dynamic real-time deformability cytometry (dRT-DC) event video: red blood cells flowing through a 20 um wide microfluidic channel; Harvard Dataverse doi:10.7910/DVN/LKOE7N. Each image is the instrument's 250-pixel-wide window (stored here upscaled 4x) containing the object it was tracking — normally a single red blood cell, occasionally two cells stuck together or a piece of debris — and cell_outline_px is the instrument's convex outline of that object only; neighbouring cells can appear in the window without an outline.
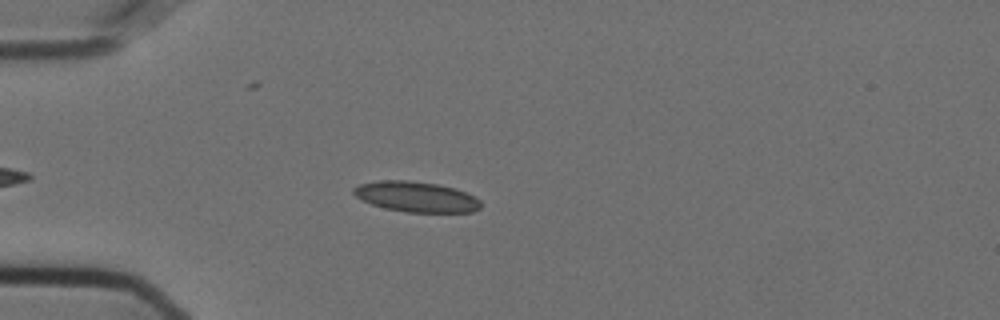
{"species": "Egyptian fruit bat (a non-hibernating species)", "species_latin": "Rousettus aegyptiacus", "temperature_condition": "cold", "stored_images_in_passage": 32, "camera_frame_rate_fps": 3000, "um_per_image_px": 0.085, "animal": {"sex": "female"}, "frame": {"image": 1, "passage_image": 2, "time_ms": 0.333, "image_size_px": [1000, 320], "cell_outline_px": [[480, 208], [472, 212], [408, 212], [384, 208], [372, 204], [356, 196], [352, 192], [352, 188], [360, 184], [380, 180], [408, 180], [436, 184], [456, 188], [476, 196], [480, 200]], "centroid_in_image_um": [35.4, 16.72], "position_along_channel_um": 49.6, "area_um2": 22.54}}
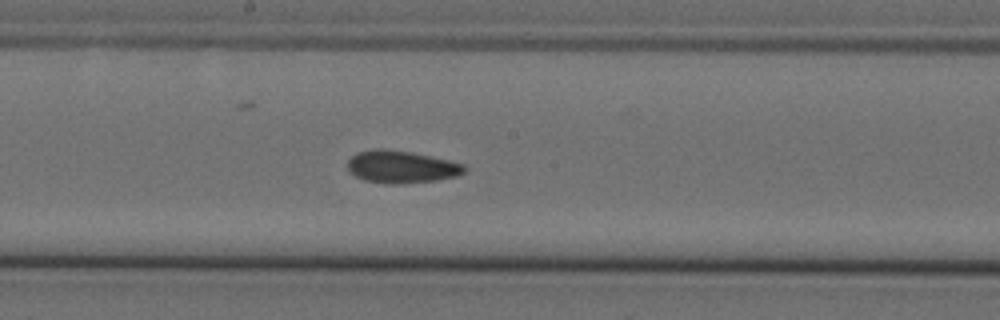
{"frame": {"image": 2, "passage_image": 17, "time_ms": 5.333, "image_size_px": [1000, 320], "cell_outline_px": [[468, 168], [464, 172], [456, 176], [436, 180], [400, 184], [384, 184], [364, 180], [348, 172], [348, 160], [356, 152], [376, 148], [384, 148], [412, 152], [448, 160], [464, 164]], "centroid_in_image_um": [34.09, 14.18], "position_along_channel_um": 214.1, "area_um2": 22.25}}
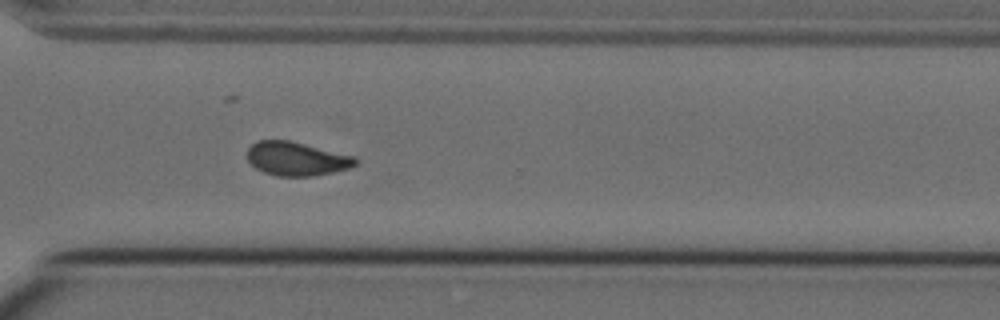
{"frame": {"image": 3, "passage_image": 28, "time_ms": 9.0, "image_size_px": [1000, 320], "cell_outline_px": [[360, 160], [356, 164], [348, 168], [332, 172], [312, 176], [276, 176], [264, 172], [256, 168], [248, 160], [248, 148], [256, 140], [288, 140], [356, 156]], "centroid_in_image_um": [25.22, 13.49], "position_along_channel_um": 345.4, "area_um2": 21.27}, "authors_computed_cell_mechanics": {"area_um2": 21.675, "velocity_mm_per_s": 3.6003, "shape_relaxation_time_tau1_ms": null, "shape_relaxation_time_tau2_ms": 2.8854, "deformation_change_tau1": null, "deformation_change_tau2": 0.0761}}